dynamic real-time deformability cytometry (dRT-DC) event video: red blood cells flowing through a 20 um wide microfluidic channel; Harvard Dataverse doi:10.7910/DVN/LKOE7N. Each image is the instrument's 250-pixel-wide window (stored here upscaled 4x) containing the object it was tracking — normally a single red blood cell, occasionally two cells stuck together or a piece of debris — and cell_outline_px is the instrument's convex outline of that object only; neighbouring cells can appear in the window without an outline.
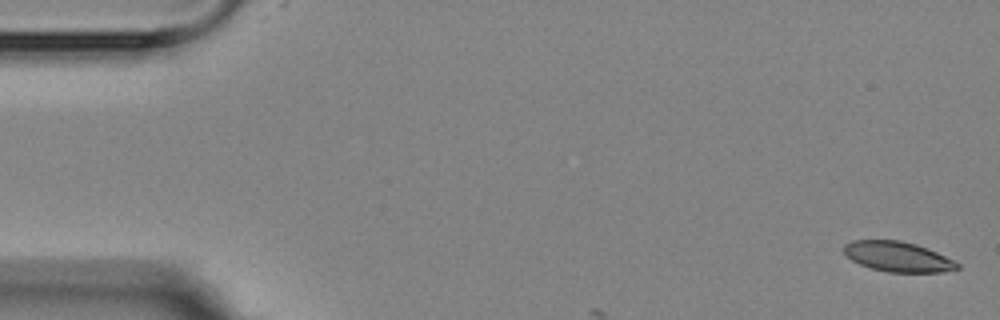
{"species": "Egyptian fruit bat (a non-hibernating species)", "species_latin": "Rousettus aegyptiacus", "temperature_condition": "room temperature", "stored_images_in_passage": 2, "camera_frame_rate_fps": 3000, "um_per_image_px": 0.085, "animal": {"sex": "female"}, "frame": {"image": 1, "passage_image": 2, "time_ms": 1.333, "image_size_px": [1000, 320], "cell_outline_px": [[960, 268], [940, 272], [888, 272], [872, 268], [860, 264], [852, 260], [844, 252], [844, 244], [852, 240], [900, 240], [916, 244], [936, 252], [960, 264]], "centroid_in_image_um": [76.3, 21.81], "position_along_channel_um": 8.7, "area_um2": 19.65}}